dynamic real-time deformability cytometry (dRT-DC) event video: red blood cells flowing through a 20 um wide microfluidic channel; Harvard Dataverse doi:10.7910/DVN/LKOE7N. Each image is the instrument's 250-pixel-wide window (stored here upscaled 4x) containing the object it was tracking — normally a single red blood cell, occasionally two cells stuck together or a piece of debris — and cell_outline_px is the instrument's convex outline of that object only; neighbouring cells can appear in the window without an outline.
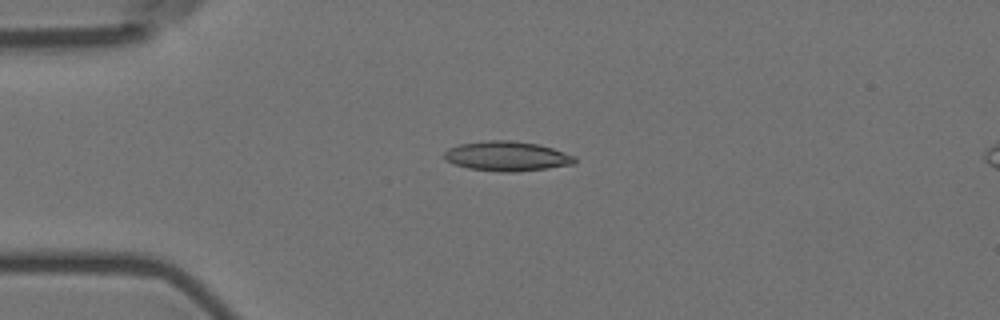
{"species": "Egyptian fruit bat (a non-hibernating species)", "species_latin": "Rousettus aegyptiacus", "temperature_condition": "room temperature", "stored_images_in_passage": 4, "camera_frame_rate_fps": 3000, "um_per_image_px": 0.085, "animal": {"sex": "female"}, "frame": {"image": 1, "passage_image": 3, "time_ms": 2.333, "image_size_px": [1000, 320], "cell_outline_px": [[576, 164], [548, 168], [512, 172], [500, 172], [468, 168], [444, 160], [444, 152], [448, 148], [460, 144], [488, 140], [512, 140], [536, 144], [552, 148], [576, 156]], "centroid_in_image_um": [43.1, 13.27], "position_along_channel_um": 41.9, "area_um2": 22.6}}